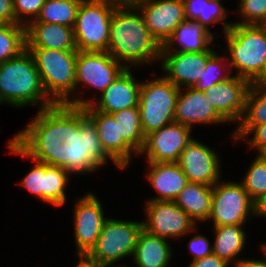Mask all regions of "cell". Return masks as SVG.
I'll return each instance as SVG.
<instances>
[{"mask_svg":"<svg viewBox=\"0 0 266 267\" xmlns=\"http://www.w3.org/2000/svg\"><path fill=\"white\" fill-rule=\"evenodd\" d=\"M8 151L32 159L34 167L19 181L28 192L44 203L61 207L70 176L90 173L78 149L62 132H25L19 130L9 140Z\"/></svg>","mask_w":266,"mask_h":267,"instance_id":"1","label":"cell"},{"mask_svg":"<svg viewBox=\"0 0 266 267\" xmlns=\"http://www.w3.org/2000/svg\"><path fill=\"white\" fill-rule=\"evenodd\" d=\"M78 149L84 167L95 172L107 160L119 169L129 167L138 153L119 138L118 122L111 114L94 110L90 105L79 110L62 131ZM135 153V154H134Z\"/></svg>","mask_w":266,"mask_h":267,"instance_id":"2","label":"cell"},{"mask_svg":"<svg viewBox=\"0 0 266 267\" xmlns=\"http://www.w3.org/2000/svg\"><path fill=\"white\" fill-rule=\"evenodd\" d=\"M24 108L38 105L25 132L63 131L61 109L47 96L32 54L26 49L15 58L0 63V105Z\"/></svg>","mask_w":266,"mask_h":267,"instance_id":"3","label":"cell"},{"mask_svg":"<svg viewBox=\"0 0 266 267\" xmlns=\"http://www.w3.org/2000/svg\"><path fill=\"white\" fill-rule=\"evenodd\" d=\"M161 49L138 8L114 9L107 52L125 68L158 62Z\"/></svg>","mask_w":266,"mask_h":267,"instance_id":"4","label":"cell"},{"mask_svg":"<svg viewBox=\"0 0 266 267\" xmlns=\"http://www.w3.org/2000/svg\"><path fill=\"white\" fill-rule=\"evenodd\" d=\"M33 56L47 96L61 109L63 129L72 118L78 51L26 48ZM73 94L74 96H71Z\"/></svg>","mask_w":266,"mask_h":267,"instance_id":"5","label":"cell"},{"mask_svg":"<svg viewBox=\"0 0 266 267\" xmlns=\"http://www.w3.org/2000/svg\"><path fill=\"white\" fill-rule=\"evenodd\" d=\"M228 64L236 76L254 82L266 62V29L260 25H238L224 33Z\"/></svg>","mask_w":266,"mask_h":267,"instance_id":"6","label":"cell"},{"mask_svg":"<svg viewBox=\"0 0 266 267\" xmlns=\"http://www.w3.org/2000/svg\"><path fill=\"white\" fill-rule=\"evenodd\" d=\"M179 90L165 76L142 81L138 108L144 136L174 122Z\"/></svg>","mask_w":266,"mask_h":267,"instance_id":"7","label":"cell"},{"mask_svg":"<svg viewBox=\"0 0 266 267\" xmlns=\"http://www.w3.org/2000/svg\"><path fill=\"white\" fill-rule=\"evenodd\" d=\"M143 222L107 218L93 248L84 256L92 263L116 267L114 263L133 256Z\"/></svg>","mask_w":266,"mask_h":267,"instance_id":"8","label":"cell"},{"mask_svg":"<svg viewBox=\"0 0 266 267\" xmlns=\"http://www.w3.org/2000/svg\"><path fill=\"white\" fill-rule=\"evenodd\" d=\"M114 7L105 0L81 2L73 27L78 51H107Z\"/></svg>","mask_w":266,"mask_h":267,"instance_id":"9","label":"cell"},{"mask_svg":"<svg viewBox=\"0 0 266 267\" xmlns=\"http://www.w3.org/2000/svg\"><path fill=\"white\" fill-rule=\"evenodd\" d=\"M253 217V200L241 182L218 181L213 186L208 221L215 226L246 224Z\"/></svg>","mask_w":266,"mask_h":267,"instance_id":"10","label":"cell"},{"mask_svg":"<svg viewBox=\"0 0 266 267\" xmlns=\"http://www.w3.org/2000/svg\"><path fill=\"white\" fill-rule=\"evenodd\" d=\"M145 205L146 221H142L143 229L151 235L164 239H180L197 230L198 223L174 201L147 200Z\"/></svg>","mask_w":266,"mask_h":267,"instance_id":"11","label":"cell"},{"mask_svg":"<svg viewBox=\"0 0 266 267\" xmlns=\"http://www.w3.org/2000/svg\"><path fill=\"white\" fill-rule=\"evenodd\" d=\"M140 80L136 81L131 69H125L97 99H83L79 96L72 98V117L83 107L90 105L94 110L112 114L119 110L138 107ZM99 100V101H97Z\"/></svg>","mask_w":266,"mask_h":267,"instance_id":"12","label":"cell"},{"mask_svg":"<svg viewBox=\"0 0 266 267\" xmlns=\"http://www.w3.org/2000/svg\"><path fill=\"white\" fill-rule=\"evenodd\" d=\"M126 68L107 51H78L76 59L75 92L79 84L98 89L100 94L113 83Z\"/></svg>","mask_w":266,"mask_h":267,"instance_id":"13","label":"cell"},{"mask_svg":"<svg viewBox=\"0 0 266 267\" xmlns=\"http://www.w3.org/2000/svg\"><path fill=\"white\" fill-rule=\"evenodd\" d=\"M192 129L172 122L145 136L139 155L145 154L146 163H177L182 151L194 139Z\"/></svg>","mask_w":266,"mask_h":267,"instance_id":"14","label":"cell"},{"mask_svg":"<svg viewBox=\"0 0 266 267\" xmlns=\"http://www.w3.org/2000/svg\"><path fill=\"white\" fill-rule=\"evenodd\" d=\"M75 205L73 217L76 254L84 257L96 244L107 218L96 194H85Z\"/></svg>","mask_w":266,"mask_h":267,"instance_id":"15","label":"cell"},{"mask_svg":"<svg viewBox=\"0 0 266 267\" xmlns=\"http://www.w3.org/2000/svg\"><path fill=\"white\" fill-rule=\"evenodd\" d=\"M215 149L193 139L182 151L177 162L188 182L214 186L221 176V159Z\"/></svg>","mask_w":266,"mask_h":267,"instance_id":"16","label":"cell"},{"mask_svg":"<svg viewBox=\"0 0 266 267\" xmlns=\"http://www.w3.org/2000/svg\"><path fill=\"white\" fill-rule=\"evenodd\" d=\"M215 52L212 47L200 53L161 51L164 76L179 89L194 87L199 82L201 69Z\"/></svg>","mask_w":266,"mask_h":267,"instance_id":"17","label":"cell"},{"mask_svg":"<svg viewBox=\"0 0 266 267\" xmlns=\"http://www.w3.org/2000/svg\"><path fill=\"white\" fill-rule=\"evenodd\" d=\"M250 82L234 75L210 87L206 93L213 108L227 121H240L248 94Z\"/></svg>","mask_w":266,"mask_h":267,"instance_id":"18","label":"cell"},{"mask_svg":"<svg viewBox=\"0 0 266 267\" xmlns=\"http://www.w3.org/2000/svg\"><path fill=\"white\" fill-rule=\"evenodd\" d=\"M138 9L148 30L161 45L186 19L183 0H151Z\"/></svg>","mask_w":266,"mask_h":267,"instance_id":"19","label":"cell"},{"mask_svg":"<svg viewBox=\"0 0 266 267\" xmlns=\"http://www.w3.org/2000/svg\"><path fill=\"white\" fill-rule=\"evenodd\" d=\"M182 89H185L182 91ZM174 122L186 125L190 129L197 123L226 124L227 121L213 108L206 93L194 87L181 88L178 92Z\"/></svg>","mask_w":266,"mask_h":267,"instance_id":"20","label":"cell"},{"mask_svg":"<svg viewBox=\"0 0 266 267\" xmlns=\"http://www.w3.org/2000/svg\"><path fill=\"white\" fill-rule=\"evenodd\" d=\"M25 28L26 48L78 51L72 27L55 23L30 22Z\"/></svg>","mask_w":266,"mask_h":267,"instance_id":"21","label":"cell"},{"mask_svg":"<svg viewBox=\"0 0 266 267\" xmlns=\"http://www.w3.org/2000/svg\"><path fill=\"white\" fill-rule=\"evenodd\" d=\"M146 179L157 192L149 200L174 201L188 180L178 163H147Z\"/></svg>","mask_w":266,"mask_h":267,"instance_id":"22","label":"cell"},{"mask_svg":"<svg viewBox=\"0 0 266 267\" xmlns=\"http://www.w3.org/2000/svg\"><path fill=\"white\" fill-rule=\"evenodd\" d=\"M213 39L214 34L201 23L185 19L174 29L172 35L162 45L161 51L200 53L207 51L210 44L217 46L212 43ZM177 44L180 45L179 49Z\"/></svg>","mask_w":266,"mask_h":267,"instance_id":"23","label":"cell"},{"mask_svg":"<svg viewBox=\"0 0 266 267\" xmlns=\"http://www.w3.org/2000/svg\"><path fill=\"white\" fill-rule=\"evenodd\" d=\"M172 247L167 239L147 233H139L133 253L135 267H168L172 259Z\"/></svg>","mask_w":266,"mask_h":267,"instance_id":"24","label":"cell"},{"mask_svg":"<svg viewBox=\"0 0 266 267\" xmlns=\"http://www.w3.org/2000/svg\"><path fill=\"white\" fill-rule=\"evenodd\" d=\"M213 186L187 182L174 202L196 222H207L212 207Z\"/></svg>","mask_w":266,"mask_h":267,"instance_id":"25","label":"cell"},{"mask_svg":"<svg viewBox=\"0 0 266 267\" xmlns=\"http://www.w3.org/2000/svg\"><path fill=\"white\" fill-rule=\"evenodd\" d=\"M246 224H230L213 227L215 240L213 242V254L223 259L229 265L234 266L243 259L238 256L244 250L247 235L242 226Z\"/></svg>","mask_w":266,"mask_h":267,"instance_id":"26","label":"cell"},{"mask_svg":"<svg viewBox=\"0 0 266 267\" xmlns=\"http://www.w3.org/2000/svg\"><path fill=\"white\" fill-rule=\"evenodd\" d=\"M222 0H183L185 17L189 20H196L205 28L209 25L223 22V34L233 25L225 21L228 15L226 7L221 5Z\"/></svg>","mask_w":266,"mask_h":267,"instance_id":"27","label":"cell"},{"mask_svg":"<svg viewBox=\"0 0 266 267\" xmlns=\"http://www.w3.org/2000/svg\"><path fill=\"white\" fill-rule=\"evenodd\" d=\"M111 115L115 122H118L119 138H123L139 154L145 141L139 108L131 107L119 110Z\"/></svg>","mask_w":266,"mask_h":267,"instance_id":"28","label":"cell"},{"mask_svg":"<svg viewBox=\"0 0 266 267\" xmlns=\"http://www.w3.org/2000/svg\"><path fill=\"white\" fill-rule=\"evenodd\" d=\"M79 0H45L38 17L32 22L55 23L74 27Z\"/></svg>","mask_w":266,"mask_h":267,"instance_id":"29","label":"cell"},{"mask_svg":"<svg viewBox=\"0 0 266 267\" xmlns=\"http://www.w3.org/2000/svg\"><path fill=\"white\" fill-rule=\"evenodd\" d=\"M266 123V83L251 82L244 113L237 126H259Z\"/></svg>","mask_w":266,"mask_h":267,"instance_id":"30","label":"cell"},{"mask_svg":"<svg viewBox=\"0 0 266 267\" xmlns=\"http://www.w3.org/2000/svg\"><path fill=\"white\" fill-rule=\"evenodd\" d=\"M26 50V28L21 24L0 25V63L15 58Z\"/></svg>","mask_w":266,"mask_h":267,"instance_id":"31","label":"cell"},{"mask_svg":"<svg viewBox=\"0 0 266 267\" xmlns=\"http://www.w3.org/2000/svg\"><path fill=\"white\" fill-rule=\"evenodd\" d=\"M225 56L221 57L216 51L207 61L205 68L201 69L199 82L194 86L198 91L206 92L210 87L215 84L227 80L231 77V69L229 64H223ZM228 65V66H227ZM224 66V67H223ZM228 69H226V68ZM226 70V71H223ZM224 72V73H223Z\"/></svg>","mask_w":266,"mask_h":267,"instance_id":"32","label":"cell"},{"mask_svg":"<svg viewBox=\"0 0 266 267\" xmlns=\"http://www.w3.org/2000/svg\"><path fill=\"white\" fill-rule=\"evenodd\" d=\"M248 168L241 183L250 198L254 200L266 193V160L257 154Z\"/></svg>","mask_w":266,"mask_h":267,"instance_id":"33","label":"cell"},{"mask_svg":"<svg viewBox=\"0 0 266 267\" xmlns=\"http://www.w3.org/2000/svg\"><path fill=\"white\" fill-rule=\"evenodd\" d=\"M239 9H237L241 15V19L233 24L238 25H260L263 19L266 17V0H239Z\"/></svg>","mask_w":266,"mask_h":267,"instance_id":"34","label":"cell"},{"mask_svg":"<svg viewBox=\"0 0 266 267\" xmlns=\"http://www.w3.org/2000/svg\"><path fill=\"white\" fill-rule=\"evenodd\" d=\"M251 135H253V137H251ZM231 138L235 141L246 139L245 141L248 143L249 147L254 148V150L256 149V151H258L257 154H259L266 148V123L259 126H237Z\"/></svg>","mask_w":266,"mask_h":267,"instance_id":"35","label":"cell"},{"mask_svg":"<svg viewBox=\"0 0 266 267\" xmlns=\"http://www.w3.org/2000/svg\"><path fill=\"white\" fill-rule=\"evenodd\" d=\"M44 3L45 0H13L15 23L26 27L38 17Z\"/></svg>","mask_w":266,"mask_h":267,"instance_id":"36","label":"cell"},{"mask_svg":"<svg viewBox=\"0 0 266 267\" xmlns=\"http://www.w3.org/2000/svg\"><path fill=\"white\" fill-rule=\"evenodd\" d=\"M188 242V248L193 258L192 261L202 259L206 256L213 254V246L209 242L206 236L196 234Z\"/></svg>","mask_w":266,"mask_h":267,"instance_id":"37","label":"cell"},{"mask_svg":"<svg viewBox=\"0 0 266 267\" xmlns=\"http://www.w3.org/2000/svg\"><path fill=\"white\" fill-rule=\"evenodd\" d=\"M189 267H229V264L217 255L211 254L202 259L191 262Z\"/></svg>","mask_w":266,"mask_h":267,"instance_id":"38","label":"cell"},{"mask_svg":"<svg viewBox=\"0 0 266 267\" xmlns=\"http://www.w3.org/2000/svg\"><path fill=\"white\" fill-rule=\"evenodd\" d=\"M0 21L2 23H15L13 0H0Z\"/></svg>","mask_w":266,"mask_h":267,"instance_id":"39","label":"cell"},{"mask_svg":"<svg viewBox=\"0 0 266 267\" xmlns=\"http://www.w3.org/2000/svg\"><path fill=\"white\" fill-rule=\"evenodd\" d=\"M114 8H139L151 0H105Z\"/></svg>","mask_w":266,"mask_h":267,"instance_id":"40","label":"cell"},{"mask_svg":"<svg viewBox=\"0 0 266 267\" xmlns=\"http://www.w3.org/2000/svg\"><path fill=\"white\" fill-rule=\"evenodd\" d=\"M266 217V193L253 200V217Z\"/></svg>","mask_w":266,"mask_h":267,"instance_id":"41","label":"cell"},{"mask_svg":"<svg viewBox=\"0 0 266 267\" xmlns=\"http://www.w3.org/2000/svg\"><path fill=\"white\" fill-rule=\"evenodd\" d=\"M266 259V254L262 251ZM235 267H266V260L264 259H241Z\"/></svg>","mask_w":266,"mask_h":267,"instance_id":"42","label":"cell"},{"mask_svg":"<svg viewBox=\"0 0 266 267\" xmlns=\"http://www.w3.org/2000/svg\"><path fill=\"white\" fill-rule=\"evenodd\" d=\"M76 265H77L76 267H108L105 265L92 263L85 257H79L78 263Z\"/></svg>","mask_w":266,"mask_h":267,"instance_id":"43","label":"cell"},{"mask_svg":"<svg viewBox=\"0 0 266 267\" xmlns=\"http://www.w3.org/2000/svg\"><path fill=\"white\" fill-rule=\"evenodd\" d=\"M254 82L266 83V62L262 69L261 75Z\"/></svg>","mask_w":266,"mask_h":267,"instance_id":"44","label":"cell"},{"mask_svg":"<svg viewBox=\"0 0 266 267\" xmlns=\"http://www.w3.org/2000/svg\"><path fill=\"white\" fill-rule=\"evenodd\" d=\"M259 155L264 159L266 160V148H264L260 153Z\"/></svg>","mask_w":266,"mask_h":267,"instance_id":"45","label":"cell"},{"mask_svg":"<svg viewBox=\"0 0 266 267\" xmlns=\"http://www.w3.org/2000/svg\"><path fill=\"white\" fill-rule=\"evenodd\" d=\"M260 26L266 29V17L263 19Z\"/></svg>","mask_w":266,"mask_h":267,"instance_id":"46","label":"cell"},{"mask_svg":"<svg viewBox=\"0 0 266 267\" xmlns=\"http://www.w3.org/2000/svg\"><path fill=\"white\" fill-rule=\"evenodd\" d=\"M261 250L266 254V243L261 245Z\"/></svg>","mask_w":266,"mask_h":267,"instance_id":"47","label":"cell"},{"mask_svg":"<svg viewBox=\"0 0 266 267\" xmlns=\"http://www.w3.org/2000/svg\"><path fill=\"white\" fill-rule=\"evenodd\" d=\"M80 2H87V1H91V0H79Z\"/></svg>","mask_w":266,"mask_h":267,"instance_id":"48","label":"cell"},{"mask_svg":"<svg viewBox=\"0 0 266 267\" xmlns=\"http://www.w3.org/2000/svg\"><path fill=\"white\" fill-rule=\"evenodd\" d=\"M118 267H134V266H127V265L125 266V265H124V266H118Z\"/></svg>","mask_w":266,"mask_h":267,"instance_id":"49","label":"cell"}]
</instances>
